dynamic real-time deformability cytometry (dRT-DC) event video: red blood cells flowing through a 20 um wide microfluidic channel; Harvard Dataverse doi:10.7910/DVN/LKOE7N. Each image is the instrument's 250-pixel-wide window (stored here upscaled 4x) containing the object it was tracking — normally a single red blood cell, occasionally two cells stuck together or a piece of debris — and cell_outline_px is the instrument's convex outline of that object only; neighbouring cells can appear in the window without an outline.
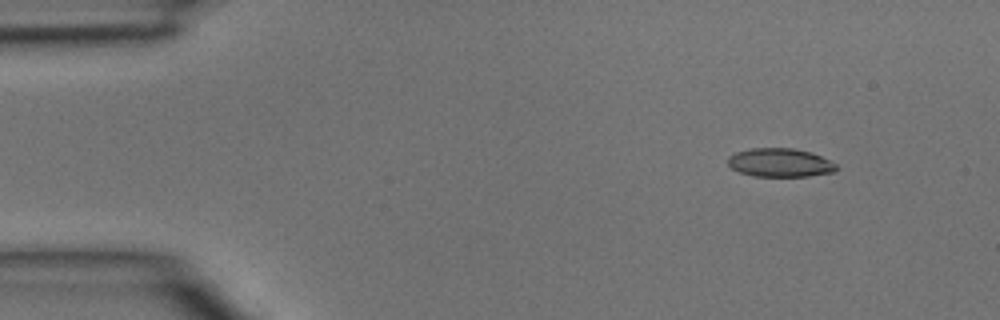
{"species": "common noctule bat (a hibernating species)", "species_latin": "Nyctalus noctula", "temperature_condition": "room temperature", "stored_images_in_passage": 4, "camera_frame_rate_fps": 3000, "um_per_image_px": 0.085, "animal": {"sex": "male", "body_mass_g": 15.6}, "frame": {"image": 1, "passage_image": 2, "time_ms": 0.333, "image_size_px": [1000, 320], "cell_outline_px": [[840, 168], [836, 172], [808, 176], [752, 176], [740, 172], [732, 168], [728, 164], [728, 156], [736, 152], [748, 148], [792, 148], [812, 152], [836, 164]], "centroid_in_image_um": [66.32, 13.82], "position_along_channel_um": 18.7, "area_um2": 18.21}}
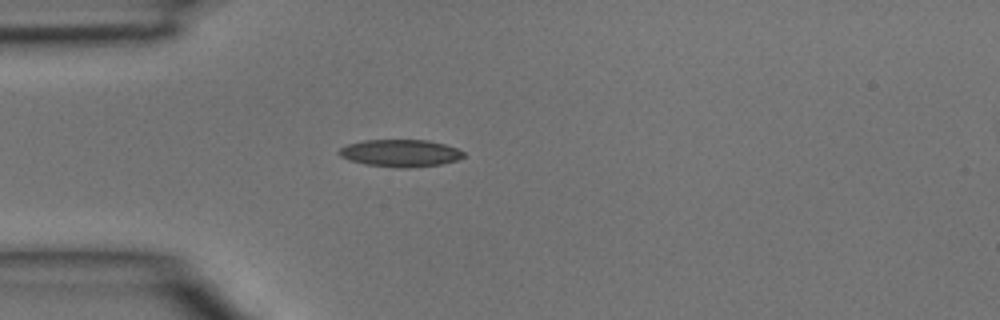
{"frame": {"image": 2, "passage_image": 4, "time_ms": 1.0, "image_size_px": [1000, 320], "cell_outline_px": [[464, 156], [456, 160], [440, 164], [412, 168], [400, 168], [364, 164], [348, 160], [340, 156], [336, 152], [340, 148], [348, 144], [364, 140], [428, 140], [444, 144], [456, 148], [464, 152]], "centroid_in_image_um": [33.99, 13.02], "position_along_channel_um": 51.0, "area_um2": 19.83}}